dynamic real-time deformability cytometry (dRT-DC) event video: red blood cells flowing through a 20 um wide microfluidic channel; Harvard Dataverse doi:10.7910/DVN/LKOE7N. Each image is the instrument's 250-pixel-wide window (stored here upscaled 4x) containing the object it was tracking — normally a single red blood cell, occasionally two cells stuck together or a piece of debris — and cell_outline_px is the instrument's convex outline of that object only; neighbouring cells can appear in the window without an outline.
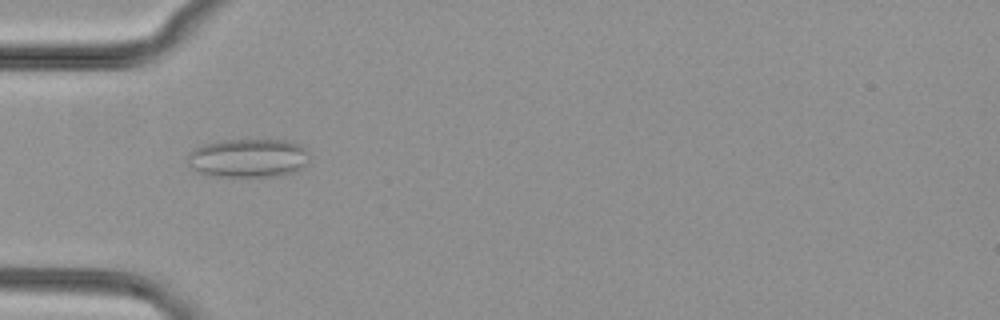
{"species": "common noctule bat (a hibernating species)", "species_latin": "Nyctalus noctula", "temperature_condition": "cold", "stored_images_in_passage": 52, "camera_frame_rate_fps": 3000, "um_per_image_px": 0.085, "animal": {"sex": "female", "body_mass_g": 29.2, "forearm_length_mm": 56.3}, "frame": {"image": 1, "passage_image": 17, "time_ms": 5.333, "image_size_px": [1000, 320], "cell_outline_px": [[308, 164], [296, 172], [280, 176], [208, 176], [192, 168], [188, 164], [188, 152], [192, 148], [200, 144], [224, 140], [284, 140], [296, 144], [304, 148], [308, 152]], "centroid_in_image_um": [21.08, 13.44], "position_along_channel_um": 63.9, "area_um2": 27.74}}
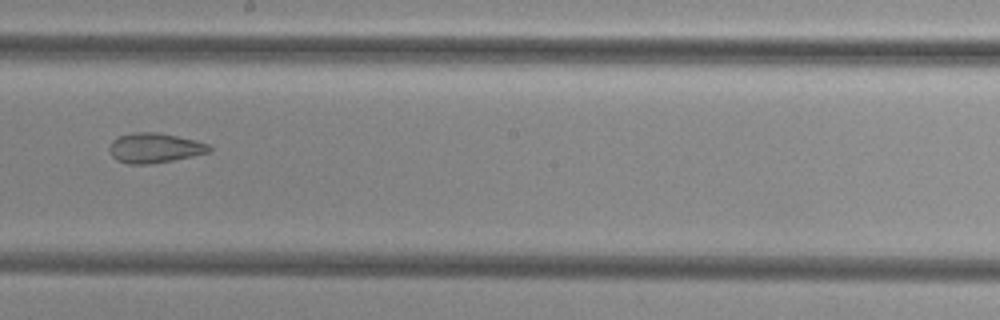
{"frame": {"image": 2, "passage_image": 30, "time_ms": 9.667, "image_size_px": [1000, 320], "cell_outline_px": [[212, 152], [172, 160], [148, 164], [128, 164], [116, 160], [112, 156], [108, 148], [112, 140], [120, 136], [132, 132], [156, 132], [196, 140], [208, 144], [212, 148]], "centroid_in_image_um": [13.14, 12.57], "position_along_channel_um": 235.1, "area_um2": 17.4}}
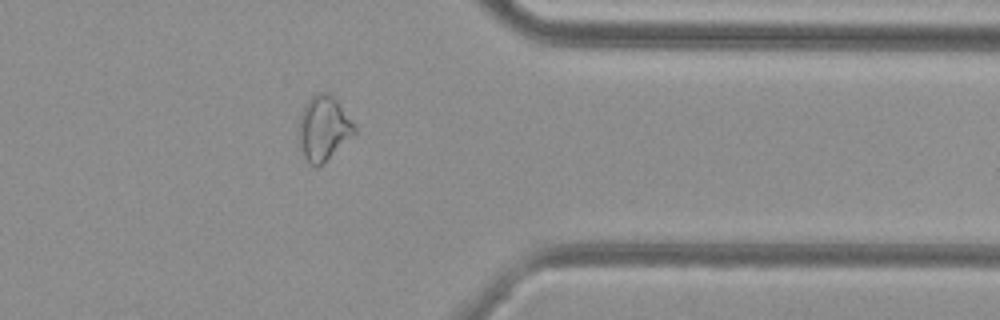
{"frame": {"image": 3, "passage_image": 42, "time_ms": 13.667, "image_size_px": [1000, 320], "cell_outline_px": [[356, 132], [324, 164], [316, 168], [304, 156], [300, 148], [300, 116], [304, 104], [312, 96], [320, 92], [328, 92], [336, 100], [356, 128]], "centroid_in_image_um": [27.5, 10.92], "position_along_channel_um": 383.9, "area_um2": 20.52}}